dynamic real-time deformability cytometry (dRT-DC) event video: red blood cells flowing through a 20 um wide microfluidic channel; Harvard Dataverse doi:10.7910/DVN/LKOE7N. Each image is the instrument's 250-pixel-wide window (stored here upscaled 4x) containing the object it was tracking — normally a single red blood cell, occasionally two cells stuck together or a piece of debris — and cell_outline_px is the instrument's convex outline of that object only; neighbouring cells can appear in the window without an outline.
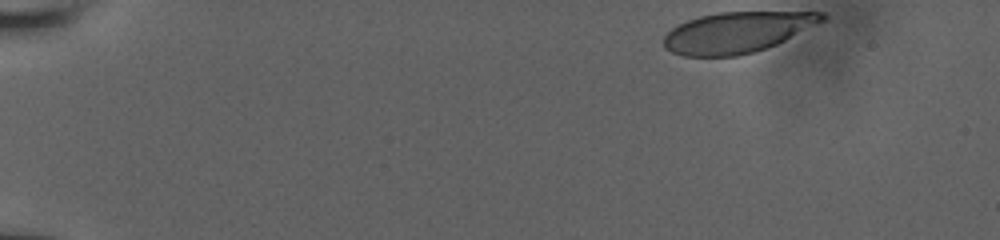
{"species": "human", "species_latin": "Homo sapiens", "temperature_condition": "room temperature", "stored_images_in_passage": 32, "camera_frame_rate_fps": 3000, "um_per_image_px": 0.085, "donor": {"sex": "male"}, "frame": {"image": 1, "passage_image": 1, "time_ms": 0.0, "image_size_px": [1000, 240], "cell_outline_px": [[828, 16], [824, 20], [776, 44], [752, 52], [736, 56], [684, 56], [672, 52], [664, 48], [664, 36], [672, 28], [688, 20], [700, 16], [720, 12], [824, 12]], "centroid_in_image_um": [62.63, 2.74], "position_along_channel_um": 22.4, "area_um2": 37.17}}
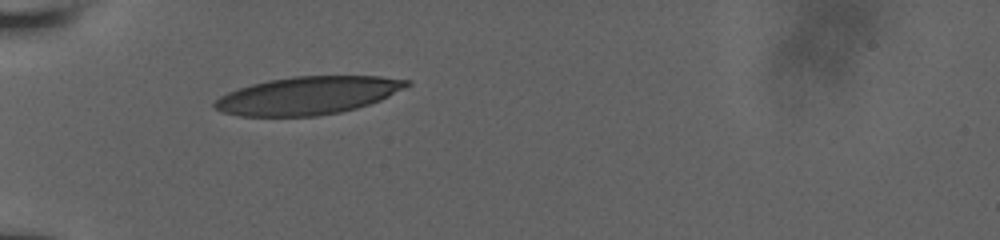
{"frame": {"image": 2, "passage_image": 23, "time_ms": 4.0, "image_size_px": [1000, 240], "cell_outline_px": [[412, 84], [380, 100], [356, 108], [340, 112], [316, 116], [240, 116], [224, 112], [216, 108], [212, 104], [220, 96], [228, 92], [252, 84], [268, 80], [292, 76], [380, 76], [412, 80]], "centroid_in_image_um": [26.19, 8.11], "position_along_channel_um": 58.8, "area_um2": 42.25}}
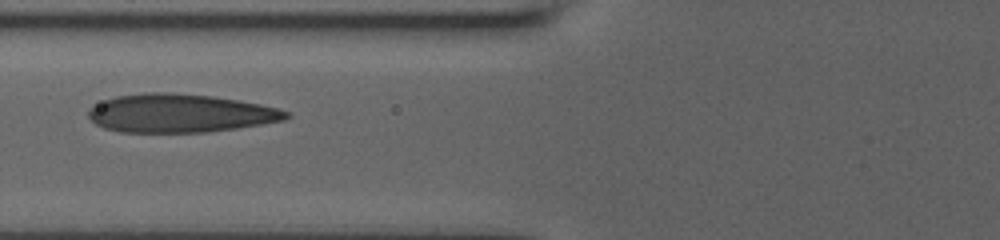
{"frame": {"image": 3, "passage_image": 31, "time_ms": 5.667, "image_size_px": [1000, 240], "cell_outline_px": [[292, 116], [284, 120], [236, 128], [204, 132], [120, 132], [104, 128], [96, 124], [88, 116], [88, 108], [104, 100], [116, 96], [148, 92], [172, 92], [212, 96], [240, 100], [260, 104], [276, 108], [288, 112]], "centroid_in_image_um": [15.28, 9.62], "position_along_channel_um": 110.5, "area_um2": 44.22}}